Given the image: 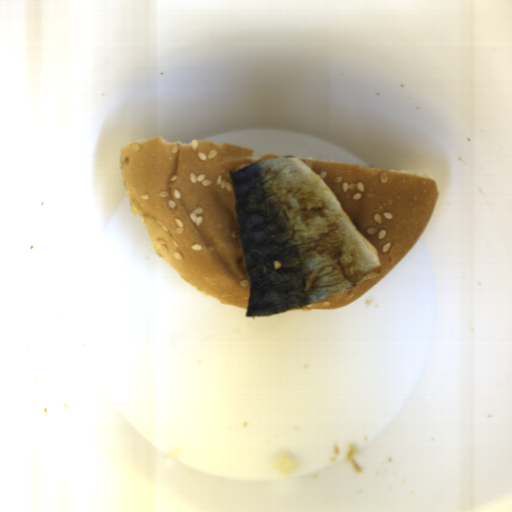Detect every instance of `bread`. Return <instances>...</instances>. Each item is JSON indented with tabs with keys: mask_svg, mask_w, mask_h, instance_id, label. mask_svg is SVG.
<instances>
[{
	"mask_svg": "<svg viewBox=\"0 0 512 512\" xmlns=\"http://www.w3.org/2000/svg\"><path fill=\"white\" fill-rule=\"evenodd\" d=\"M255 149L210 140L154 137L119 152L128 209L157 255L221 305L248 310L249 277L230 170L260 160Z\"/></svg>",
	"mask_w": 512,
	"mask_h": 512,
	"instance_id": "obj_1",
	"label": "bread"
},
{
	"mask_svg": "<svg viewBox=\"0 0 512 512\" xmlns=\"http://www.w3.org/2000/svg\"><path fill=\"white\" fill-rule=\"evenodd\" d=\"M300 160L334 194L355 228L375 248L381 262L380 272L372 280L297 308L305 311H333L367 293L409 252L429 224L439 188L435 180L424 173L379 169L346 162Z\"/></svg>",
	"mask_w": 512,
	"mask_h": 512,
	"instance_id": "obj_2",
	"label": "bread"
}]
</instances>
